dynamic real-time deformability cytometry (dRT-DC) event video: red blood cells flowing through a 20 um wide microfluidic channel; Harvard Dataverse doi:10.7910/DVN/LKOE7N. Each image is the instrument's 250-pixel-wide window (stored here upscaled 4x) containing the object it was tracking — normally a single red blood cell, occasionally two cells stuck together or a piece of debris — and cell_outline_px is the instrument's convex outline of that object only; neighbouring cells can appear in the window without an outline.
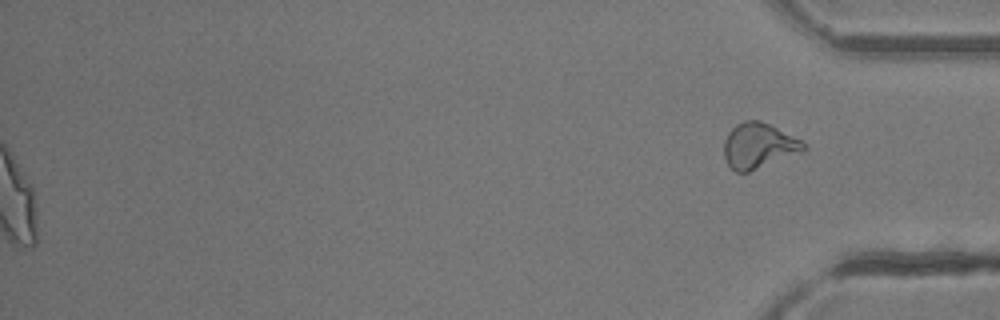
{"species": "common noctule bat (a hibernating species)", "species_latin": "Nyctalus noctula", "temperature_condition": "room temperature", "stored_images_in_passage": 49, "segment_of_instrument_passage": [2, 2], "camera_frame_rate_fps": 3000, "um_per_image_px": 0.085, "animal": {"sex": "female"}, "frame": {"image": 1, "passage_image": 49, "time_ms": 16.0, "image_size_px": [1000, 320], "cell_outline_px": [[808, 148], [800, 152], [748, 172], [736, 172], [728, 164], [724, 156], [724, 140], [728, 132], [736, 124], [744, 120], [760, 120], [800, 140]], "centroid_in_image_um": [64.43, 12.38], "position_along_channel_um": 370.8, "area_um2": 20.63}}